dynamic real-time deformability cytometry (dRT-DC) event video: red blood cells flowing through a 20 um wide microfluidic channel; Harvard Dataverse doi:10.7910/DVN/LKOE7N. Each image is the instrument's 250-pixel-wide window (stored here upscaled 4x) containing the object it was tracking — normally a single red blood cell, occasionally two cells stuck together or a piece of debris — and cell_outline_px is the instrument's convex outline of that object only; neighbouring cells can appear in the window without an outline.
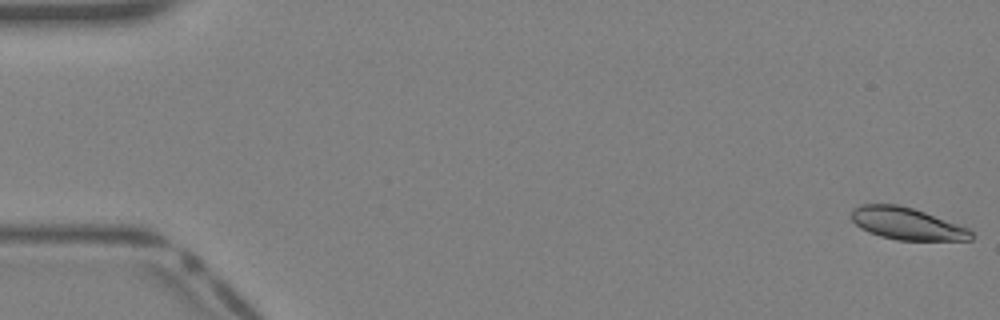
{"species": "Egyptian fruit bat (a non-hibernating species)", "species_latin": "Rousettus aegyptiacus", "temperature_condition": "warm", "stored_images_in_passage": 41, "camera_frame_rate_fps": 3000, "um_per_image_px": 0.085, "animal": {"sex": "female"}, "frame": {"image": 1, "passage_image": 1, "time_ms": 0.0, "image_size_px": [1000, 320], "cell_outline_px": [[972, 240], [896, 240], [880, 236], [868, 232], [860, 228], [852, 220], [852, 208], [860, 204], [896, 204], [912, 208], [972, 228]], "centroid_in_image_um": [77.1, 19.01], "position_along_channel_um": 7.9, "area_um2": 22.54}}
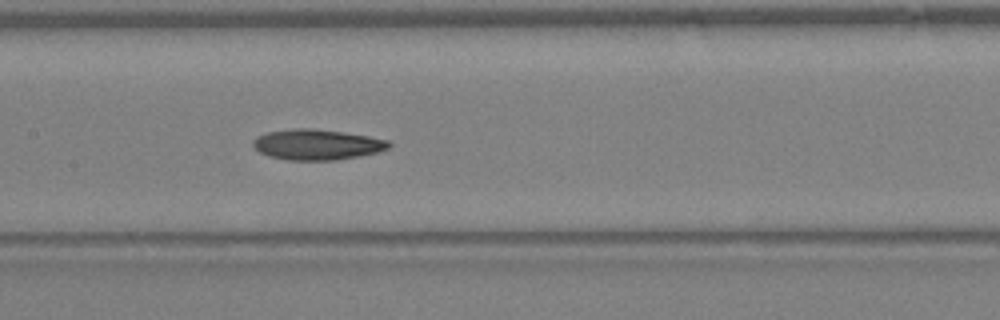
{"frame": {"image": 2, "passage_image": 20, "time_ms": 6.333, "image_size_px": [1000, 320], "cell_outline_px": [[392, 144], [388, 148], [376, 152], [336, 160], [288, 160], [268, 156], [260, 152], [252, 144], [252, 140], [256, 136], [268, 132], [296, 128], [312, 128], [368, 136], [388, 140]], "centroid_in_image_um": [26.9, 12.29], "position_along_channel_um": 180.5, "area_um2": 23.93}}
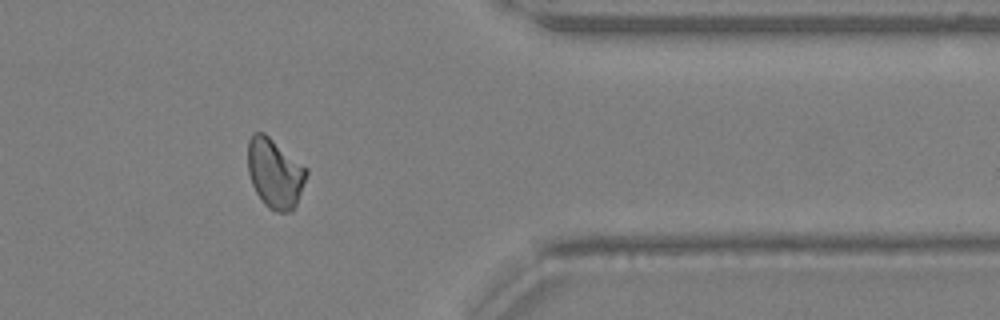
{"frame": {"image": 3, "passage_image": 33, "time_ms": 10.667, "image_size_px": [1000, 320], "cell_outline_px": [[308, 172], [296, 204], [292, 212], [276, 212], [268, 208], [264, 204], [256, 192], [252, 184], [248, 172], [248, 140], [252, 132], [264, 132], [308, 168]], "centroid_in_image_um": [23.36, 14.71], "position_along_channel_um": 388.0, "area_um2": 23.87}}